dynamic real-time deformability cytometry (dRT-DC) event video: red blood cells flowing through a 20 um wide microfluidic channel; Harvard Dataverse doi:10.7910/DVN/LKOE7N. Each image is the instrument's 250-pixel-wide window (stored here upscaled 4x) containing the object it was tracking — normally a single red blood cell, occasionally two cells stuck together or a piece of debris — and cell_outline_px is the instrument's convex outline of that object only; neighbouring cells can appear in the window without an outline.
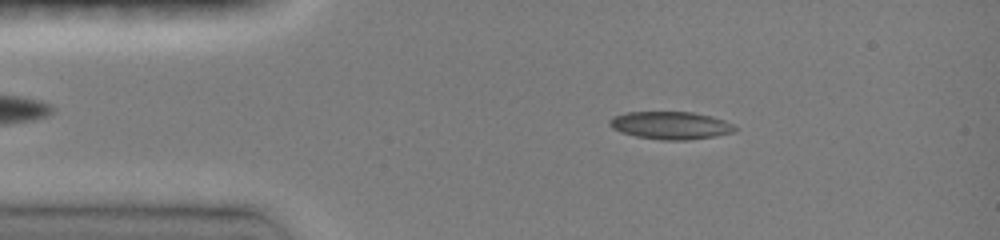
{"species": "common noctule bat (a hibernating species)", "species_latin": "Nyctalus noctula", "temperature_condition": "room temperature", "stored_images_in_passage": 40, "camera_frame_rate_fps": 3000, "um_per_image_px": 0.085, "animal": {"sex": "female", "body_mass_g": 19.0, "forearm_length_mm": 51.5}, "frame": {"image": 1, "passage_image": 11, "time_ms": 2.333, "image_size_px": [1000, 240], "cell_outline_px": [[736, 132], [716, 136], [688, 140], [664, 140], [636, 136], [620, 132], [612, 128], [608, 124], [608, 120], [612, 116], [628, 112], [692, 112], [712, 116], [724, 120], [732, 124], [736, 128]], "centroid_in_image_um": [56.99, 10.66], "position_along_channel_um": 28.0, "area_um2": 20.35}}
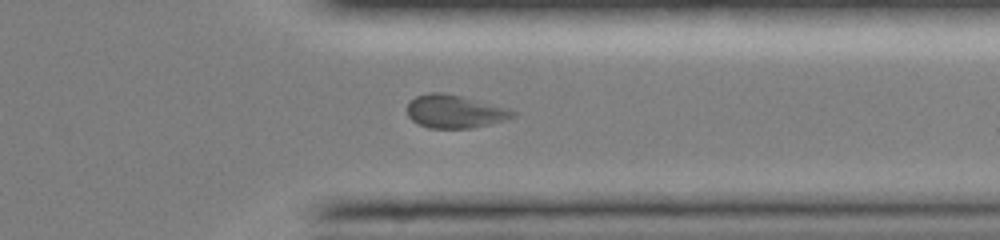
{"frame": {"image": 2, "passage_image": 33, "time_ms": 12.0, "image_size_px": [1000, 240], "cell_outline_px": [[516, 116], [508, 120], [472, 128], [428, 128], [412, 120], [408, 116], [408, 104], [416, 96], [428, 92], [444, 92], [508, 108], [516, 112]], "centroid_in_image_um": [38.68, 9.48], "position_along_channel_um": 372.7, "area_um2": 20.35}}
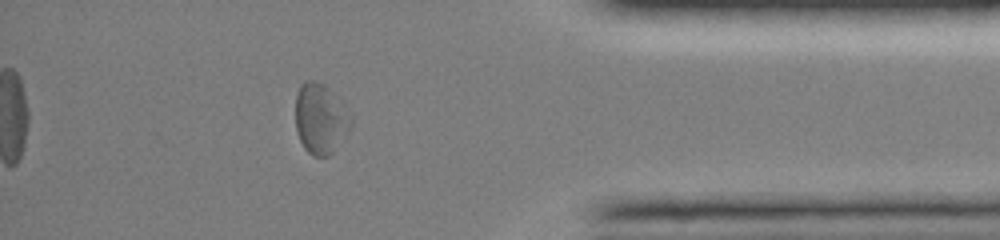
{"frame": {"image": 3, "passage_image": 36, "time_ms": 13.333, "image_size_px": [1000, 240], "cell_outline_px": [[352, 128], [332, 152], [328, 156], [312, 156], [304, 148], [296, 132], [296, 96], [300, 84], [308, 80], [312, 80], [324, 84], [344, 104], [352, 116]], "centroid_in_image_um": [27.25, 10.09], "position_along_channel_um": 407.9, "area_um2": 22.89}}